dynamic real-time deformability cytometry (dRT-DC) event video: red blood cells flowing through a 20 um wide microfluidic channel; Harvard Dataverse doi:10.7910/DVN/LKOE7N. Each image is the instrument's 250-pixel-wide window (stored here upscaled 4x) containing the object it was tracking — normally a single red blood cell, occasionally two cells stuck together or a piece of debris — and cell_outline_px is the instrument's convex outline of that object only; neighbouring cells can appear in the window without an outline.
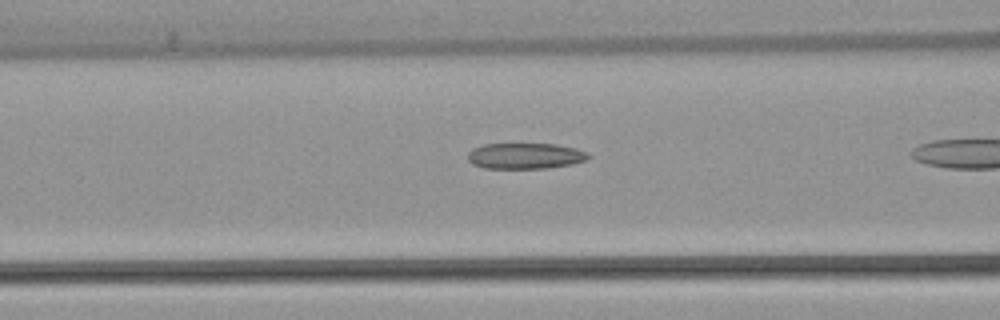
{"species": "common noctule bat (a hibernating species)", "species_latin": "Nyctalus noctula", "temperature_condition": "warm", "stored_images_in_passage": 38, "camera_frame_rate_fps": 3000, "um_per_image_px": 0.085, "animal": {"sex": "female", "body_mass_g": 22.7, "forearm_length_mm": 54.2}, "frame": {"image": 1, "passage_image": 17, "time_ms": 5.333, "image_size_px": [1000, 320], "cell_outline_px": [[588, 160], [572, 164], [548, 168], [484, 168], [472, 164], [468, 160], [468, 152], [472, 148], [484, 144], [556, 144], [576, 148], [588, 152]], "centroid_in_image_um": [44.64, 13.25], "position_along_channel_um": 122.0, "area_um2": 18.26}}